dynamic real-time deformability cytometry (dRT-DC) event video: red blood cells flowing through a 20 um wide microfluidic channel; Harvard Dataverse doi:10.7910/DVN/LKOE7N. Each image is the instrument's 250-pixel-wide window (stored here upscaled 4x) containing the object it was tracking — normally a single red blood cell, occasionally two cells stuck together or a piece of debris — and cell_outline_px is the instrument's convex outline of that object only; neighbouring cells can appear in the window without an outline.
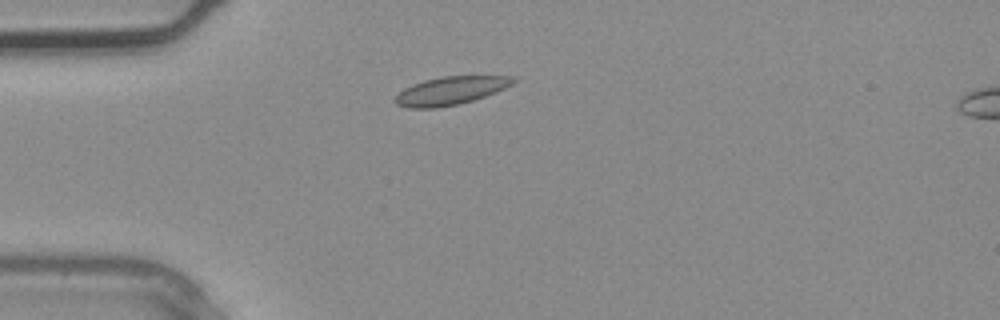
{"species": "common noctule bat (a hibernating species)", "species_latin": "Nyctalus noctula", "temperature_condition": "warm", "stored_images_in_passage": 3, "camera_frame_rate_fps": 3000, "um_per_image_px": 0.085, "animal": {"sex": "male", "body_mass_g": 20.4}, "frame": {"image": 1, "passage_image": 2, "time_ms": 0.333, "image_size_px": [1000, 320], "cell_outline_px": [[516, 80], [512, 84], [496, 92], [460, 104], [436, 108], [408, 108], [396, 104], [392, 100], [404, 88], [412, 84], [424, 80], [444, 76], [516, 76]], "centroid_in_image_um": [38.27, 7.71], "position_along_channel_um": 46.7, "area_um2": 19.36}}